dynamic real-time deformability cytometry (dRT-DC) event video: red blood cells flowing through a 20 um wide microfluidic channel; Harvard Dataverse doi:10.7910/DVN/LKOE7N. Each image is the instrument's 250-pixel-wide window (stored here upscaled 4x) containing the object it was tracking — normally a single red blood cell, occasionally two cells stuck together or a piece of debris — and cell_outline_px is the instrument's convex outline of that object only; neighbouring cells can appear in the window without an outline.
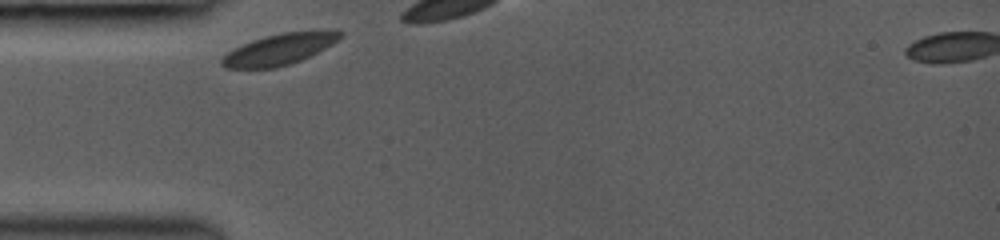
{"species": "common noctule bat (a hibernating species)", "species_latin": "Nyctalus noctula", "temperature_condition": "room temperature", "stored_images_in_passage": 4, "camera_frame_rate_fps": 3000, "um_per_image_px": 0.085, "animal": {"sex": "female", "body_mass_g": 19.0, "forearm_length_mm": 53.3}, "frame": {"image": 1, "passage_image": 1, "time_ms": 0.0, "image_size_px": [1000, 240], "cell_outline_px": [[344, 36], [332, 44], [300, 60], [276, 68], [224, 68], [220, 64], [220, 60], [228, 52], [252, 40], [280, 32], [344, 32]], "centroid_in_image_um": [23.67, 4.21], "position_along_channel_um": 61.3, "area_um2": 20.75}}
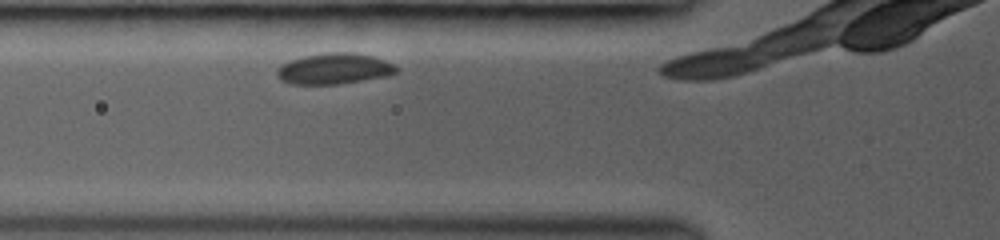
{"frame": {"image": 2, "passage_image": 2, "time_ms": 1.0, "image_size_px": [1000, 240], "cell_outline_px": [[400, 68], [396, 72], [388, 76], [340, 84], [292, 84], [280, 80], [276, 76], [276, 68], [288, 60], [304, 56], [328, 52], [352, 52], [372, 56], [384, 60]], "centroid_in_image_um": [28.38, 5.84], "position_along_channel_um": 97.4, "area_um2": 21.68}}